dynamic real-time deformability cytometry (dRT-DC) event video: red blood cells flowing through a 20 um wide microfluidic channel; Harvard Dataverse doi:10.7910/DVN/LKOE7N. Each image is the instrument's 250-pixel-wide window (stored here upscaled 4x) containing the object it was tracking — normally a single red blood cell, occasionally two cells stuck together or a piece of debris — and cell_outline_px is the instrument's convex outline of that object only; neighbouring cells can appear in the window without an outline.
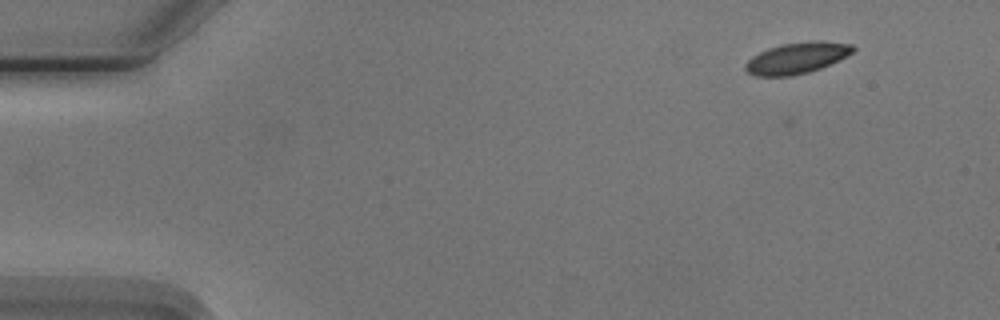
{"species": "Egyptian fruit bat (a non-hibernating species)", "species_latin": "Rousettus aegyptiacus", "temperature_condition": "cold", "stored_images_in_passage": 6, "camera_frame_rate_fps": 3000, "um_per_image_px": 0.085, "animal": {"sex": "male"}, "frame": {"image": 1, "passage_image": 3, "time_ms": 2.333, "image_size_px": [1000, 320], "cell_outline_px": [[856, 48], [852, 52], [820, 68], [808, 72], [792, 76], [756, 76], [748, 72], [744, 68], [744, 64], [752, 56], [768, 48], [784, 44], [812, 40], [816, 40], [852, 44]], "centroid_in_image_um": [67.69, 4.93], "position_along_channel_um": 17.3, "area_um2": 19.31}}